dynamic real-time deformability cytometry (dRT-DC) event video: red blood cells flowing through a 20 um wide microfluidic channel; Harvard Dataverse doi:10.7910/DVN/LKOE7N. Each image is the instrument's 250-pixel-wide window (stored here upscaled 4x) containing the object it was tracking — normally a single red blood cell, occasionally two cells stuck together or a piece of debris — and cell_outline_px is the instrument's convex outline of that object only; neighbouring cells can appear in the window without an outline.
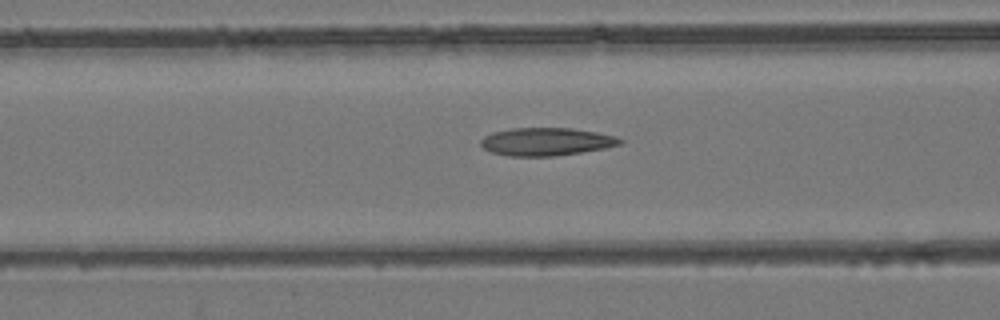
{"species": "common noctule bat (a hibernating species)", "species_latin": "Nyctalus noctula", "temperature_condition": "room temperature", "stored_images_in_passage": 42, "camera_frame_rate_fps": 3000, "um_per_image_px": 0.085, "animal": {"sex": "female", "body_mass_g": 24.6, "forearm_length_mm": 56.2}, "frame": {"image": 1, "passage_image": 10, "time_ms": 3.0, "image_size_px": [1000, 320], "cell_outline_px": [[624, 140], [620, 144], [604, 148], [580, 152], [552, 156], [508, 156], [492, 152], [484, 148], [480, 144], [480, 140], [484, 136], [492, 132], [512, 128], [572, 128], [596, 132], [616, 136]], "centroid_in_image_um": [46.41, 12.03], "position_along_channel_um": 120.2, "area_um2": 22.54}}
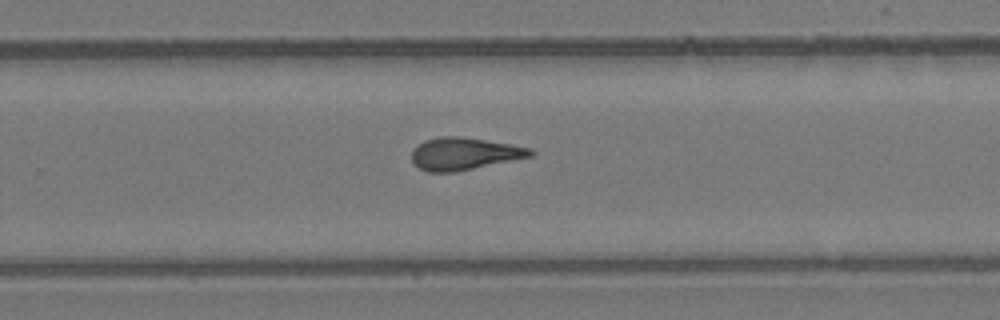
{"frame": {"image": 2, "passage_image": 23, "time_ms": 7.333, "image_size_px": [1000, 320], "cell_outline_px": [[536, 152], [532, 156], [456, 172], [428, 172], [420, 168], [412, 160], [412, 152], [424, 140], [440, 136], [460, 136], [532, 148]], "centroid_in_image_um": [39.48, 13.07], "position_along_channel_um": 290.3, "area_um2": 22.14}}
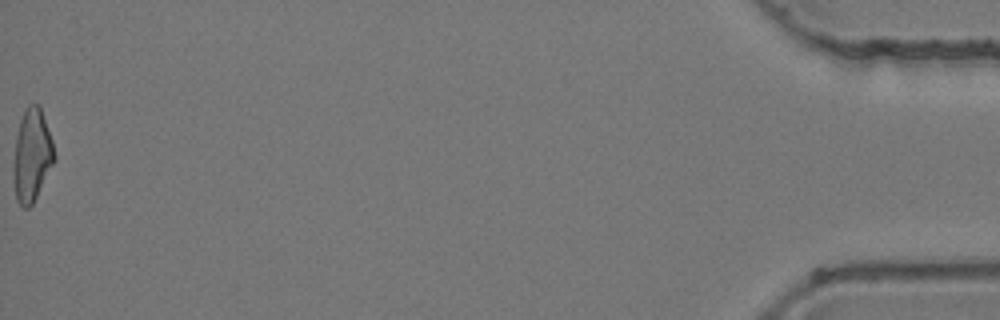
{"frame": {"image": 3, "passage_image": 42, "time_ms": 13.667, "image_size_px": [1000, 320], "cell_outline_px": [[56, 160], [32, 204], [28, 208], [24, 208], [16, 200], [12, 172], [16, 136], [20, 120], [24, 108], [28, 104], [40, 104], [52, 140], [56, 156]], "centroid_in_image_um": [2.71, 13.18], "position_along_channel_um": 432.5, "area_um2": 22.31}, "authors_computed_cell_mechanics": {"area_um2": 22.1085, "velocity_mm_per_s": 3.9281, "shape_relaxation_time_tau1_ms": null, "shape_relaxation_time_tau2_ms": 3.6977, "deformation_change_tau1": null, "deformation_change_tau2": 0.1339}}